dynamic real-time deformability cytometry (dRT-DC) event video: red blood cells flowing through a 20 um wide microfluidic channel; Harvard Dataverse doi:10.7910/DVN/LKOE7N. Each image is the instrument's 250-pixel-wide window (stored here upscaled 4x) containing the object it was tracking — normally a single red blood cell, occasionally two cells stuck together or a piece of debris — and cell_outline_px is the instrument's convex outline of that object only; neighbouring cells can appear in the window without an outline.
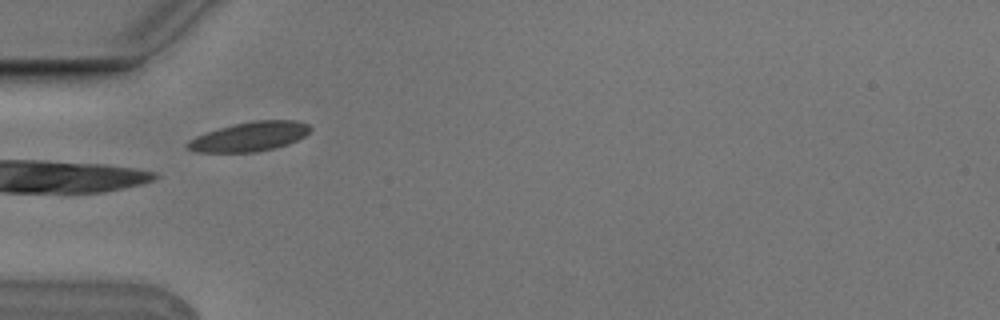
{"species": "Egyptian fruit bat (a non-hibernating species)", "species_latin": "Rousettus aegyptiacus", "temperature_condition": "cold", "stored_images_in_passage": 11, "camera_frame_rate_fps": 3000, "um_per_image_px": 0.085, "animal": {"sex": "male"}, "frame": {"image": 1, "passage_image": 5, "time_ms": 1.333, "image_size_px": [1000, 320], "cell_outline_px": [[312, 128], [304, 136], [288, 144], [256, 152], [196, 152], [188, 148], [184, 144], [188, 140], [196, 136], [220, 128], [236, 124], [256, 120], [296, 120], [308, 124]], "centroid_in_image_um": [21.21, 11.61], "position_along_channel_um": 63.8, "area_um2": 20.75}}
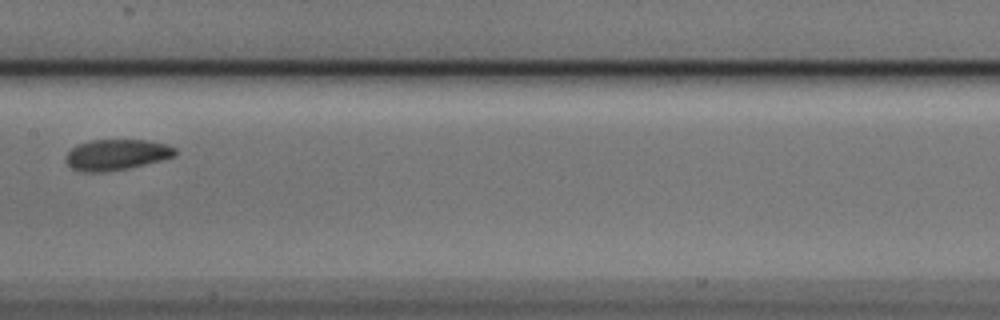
{"frame": {"image": 2, "passage_image": 8, "time_ms": 2.333, "image_size_px": [1000, 320], "cell_outline_px": [[176, 156], [128, 168], [104, 172], [84, 172], [72, 168], [64, 160], [64, 156], [76, 144], [92, 140], [148, 140], [168, 144], [176, 148]], "centroid_in_image_um": [9.89, 13.14], "position_along_channel_um": 197.5, "area_um2": 19.71}}
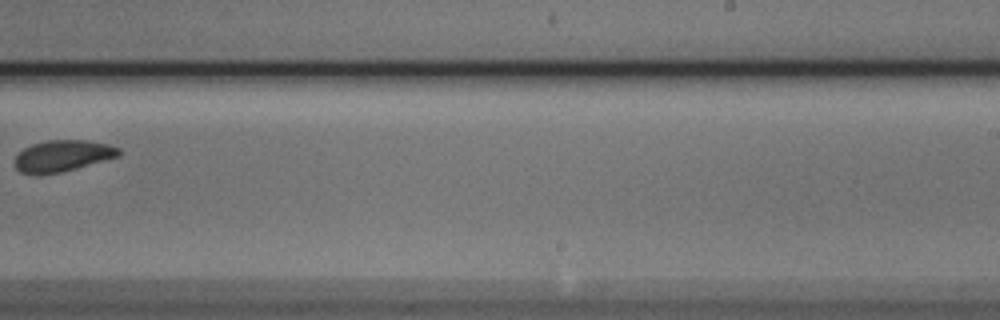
{"frame": {"image": 3, "passage_image": 10, "time_ms": 3.0, "image_size_px": [1000, 320], "cell_outline_px": [[120, 156], [76, 168], [60, 172], [36, 176], [20, 172], [12, 164], [12, 160], [24, 148], [32, 144], [48, 140], [88, 140], [108, 144], [120, 148]], "centroid_in_image_um": [5.27, 13.26], "position_along_channel_um": 283.7, "area_um2": 19.31}}